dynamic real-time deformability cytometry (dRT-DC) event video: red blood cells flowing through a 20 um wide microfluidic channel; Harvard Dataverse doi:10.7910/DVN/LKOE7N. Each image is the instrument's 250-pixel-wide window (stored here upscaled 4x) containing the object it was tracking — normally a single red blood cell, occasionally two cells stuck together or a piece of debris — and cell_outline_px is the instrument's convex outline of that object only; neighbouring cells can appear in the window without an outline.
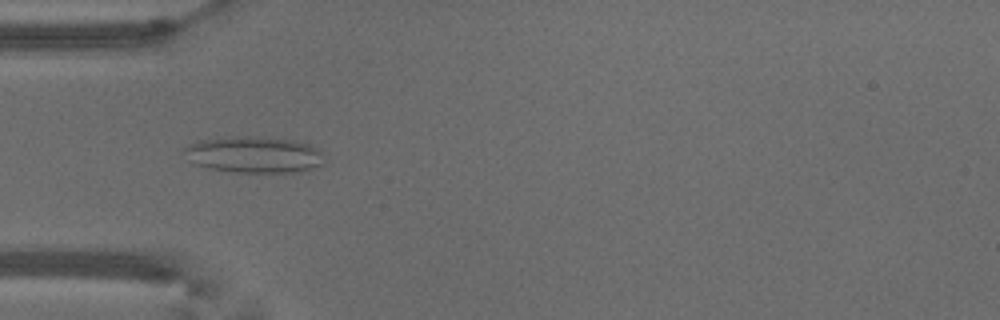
{"species": "common noctule bat (a hibernating species)", "species_latin": "Nyctalus noctula", "temperature_condition": "warm", "stored_images_in_passage": 52, "camera_frame_rate_fps": 3000, "um_per_image_px": 0.085, "animal": {"sex": "male", "body_mass_g": 18.8}, "frame": {"image": 1, "passage_image": 16, "time_ms": 5.0, "image_size_px": [1000, 320], "cell_outline_px": [[324, 164], [296, 172], [236, 172], [208, 168], [192, 164], [184, 152], [184, 148], [200, 140], [260, 136], [292, 140], [308, 144], [316, 148]], "centroid_in_image_um": [21.56, 13.16], "position_along_channel_um": 63.4, "area_um2": 29.02}}
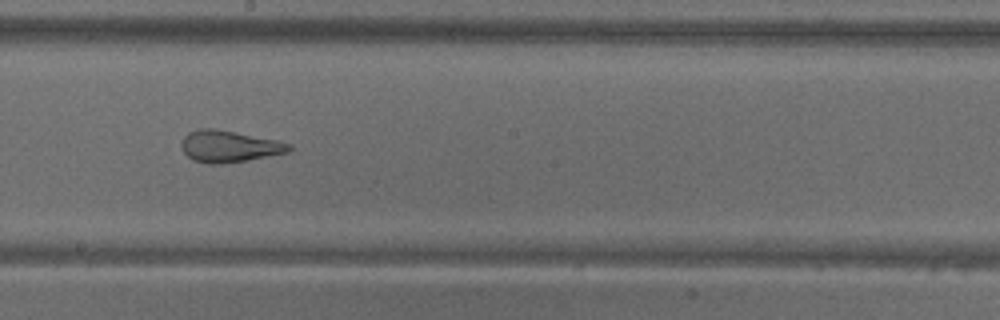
{"frame": {"image": 2, "passage_image": 29, "time_ms": 9.333, "image_size_px": [1000, 320], "cell_outline_px": [[292, 152], [220, 164], [208, 164], [192, 160], [180, 148], [180, 144], [184, 136], [188, 132], [200, 128], [216, 128], [276, 140], [292, 144]], "centroid_in_image_um": [19.46, 12.43], "position_along_channel_um": 228.7, "area_um2": 20.0}}
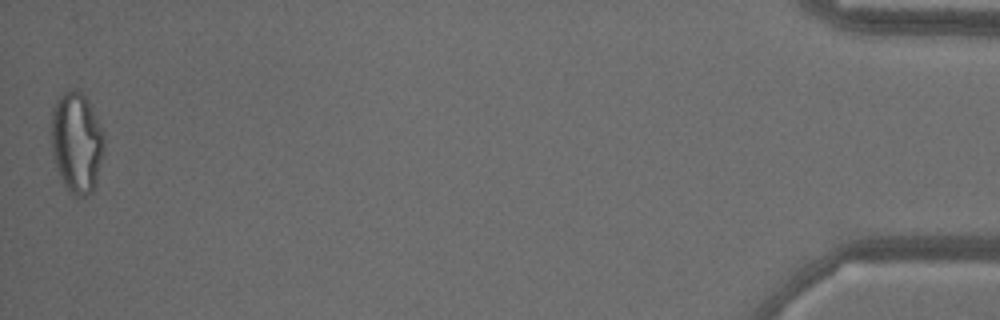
{"frame": {"image": 3, "passage_image": 52, "time_ms": 17.0, "image_size_px": [1000, 320], "cell_outline_px": [[104, 156], [96, 184], [92, 192], [84, 196], [72, 196], [68, 192], [56, 168], [52, 156], [52, 108], [56, 100], [64, 92], [72, 88], [80, 92], [88, 100], [104, 136]], "centroid_in_image_um": [6.52, 12.15], "position_along_channel_um": 428.7, "area_um2": 31.21}, "authors_computed_cell_mechanics": {"area_um2": 26.2412, "velocity_mm_per_s": 3.8243, "shape_relaxation_time_tau1_ms": null, "shape_relaxation_time_tau2_ms": 1.2112, "deformation_change_tau1": null, "deformation_change_tau2": 0.1081}}